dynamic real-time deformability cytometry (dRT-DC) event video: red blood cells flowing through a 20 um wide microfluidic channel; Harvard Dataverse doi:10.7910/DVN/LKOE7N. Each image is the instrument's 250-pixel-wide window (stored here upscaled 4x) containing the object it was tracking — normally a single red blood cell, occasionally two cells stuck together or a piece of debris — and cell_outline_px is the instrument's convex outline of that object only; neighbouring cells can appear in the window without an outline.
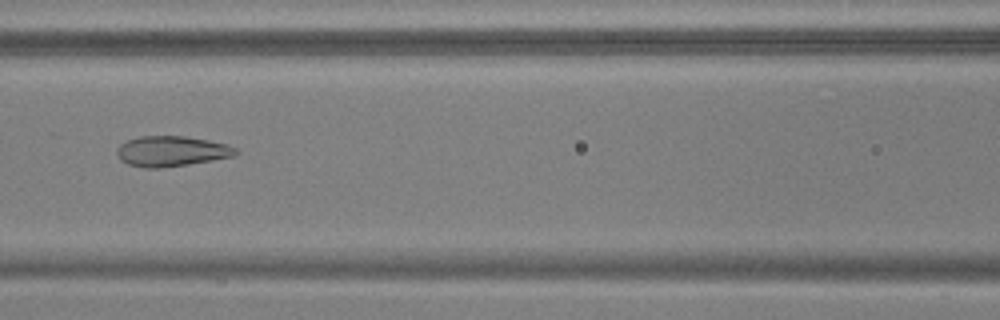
{"species": "common noctule bat (a hibernating species)", "species_latin": "Nyctalus noctula", "temperature_condition": "warm", "stored_images_in_passage": 54, "camera_frame_rate_fps": 3000, "um_per_image_px": 0.085, "animal": {"sex": "male", "body_mass_g": 17.9, "forearm_length_mm": 54.2}, "frame": {"image": 1, "passage_image": 25, "time_ms": 8.0, "image_size_px": [1000, 320], "cell_outline_px": [[236, 152], [232, 156], [212, 160], [188, 164], [160, 168], [144, 168], [128, 164], [120, 160], [116, 152], [116, 148], [120, 144], [128, 140], [140, 136], [184, 136], [208, 140], [228, 144], [236, 148]], "centroid_in_image_um": [14.53, 12.85], "position_along_channel_um": 152.1, "area_um2": 20.92}}
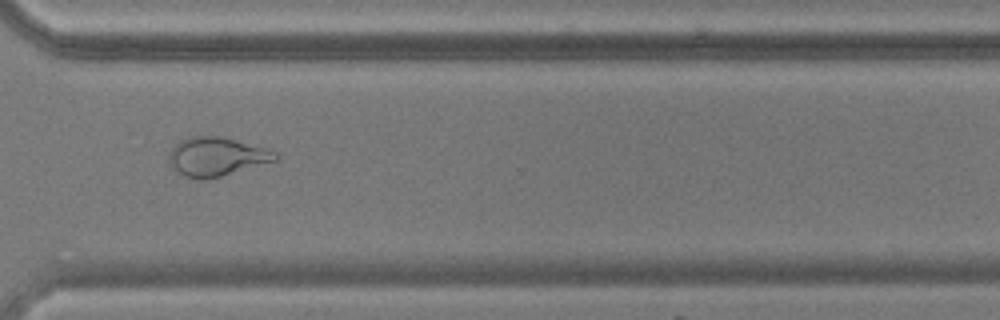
{"frame": {"image": 2, "passage_image": 41, "time_ms": 13.333, "image_size_px": [1000, 320], "cell_outline_px": [[280, 160], [220, 176], [200, 180], [184, 176], [172, 168], [168, 164], [168, 152], [180, 140], [188, 136], [220, 136], [264, 148], [276, 152], [280, 156]], "centroid_in_image_um": [18.38, 13.32], "position_along_channel_um": 352.2, "area_um2": 24.16}}
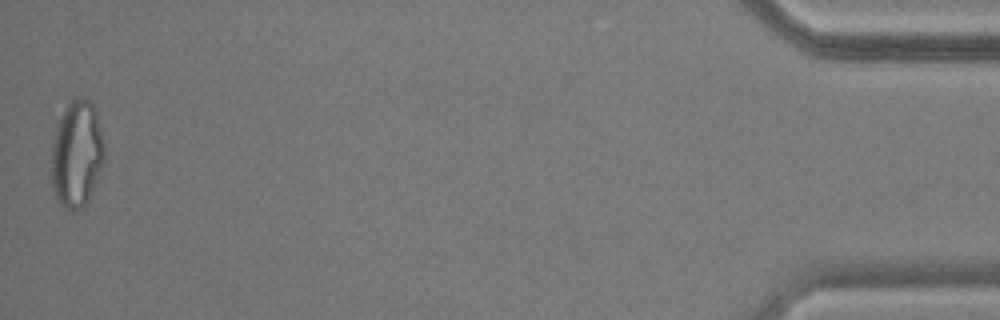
{"frame": {"image": 3, "passage_image": 54, "time_ms": 17.667, "image_size_px": [1000, 320], "cell_outline_px": [[104, 160], [88, 200], [84, 208], [76, 212], [72, 212], [64, 208], [56, 200], [52, 188], [52, 140], [56, 124], [60, 116], [68, 104], [72, 100], [80, 96], [88, 100], [92, 104], [96, 112], [104, 140]], "centroid_in_image_um": [6.51, 13.12], "position_along_channel_um": 428.7, "area_um2": 33.23}, "authors_computed_cell_mechanics": {"area_um2": 25.6054, "velocity_mm_per_s": 3.7505, "shape_relaxation_time_tau1_ms": 10.0323, "shape_relaxation_time_tau2_ms": 1.18, "deformation_change_tau1": 0.2669, "deformation_change_tau2": 0.0823}}